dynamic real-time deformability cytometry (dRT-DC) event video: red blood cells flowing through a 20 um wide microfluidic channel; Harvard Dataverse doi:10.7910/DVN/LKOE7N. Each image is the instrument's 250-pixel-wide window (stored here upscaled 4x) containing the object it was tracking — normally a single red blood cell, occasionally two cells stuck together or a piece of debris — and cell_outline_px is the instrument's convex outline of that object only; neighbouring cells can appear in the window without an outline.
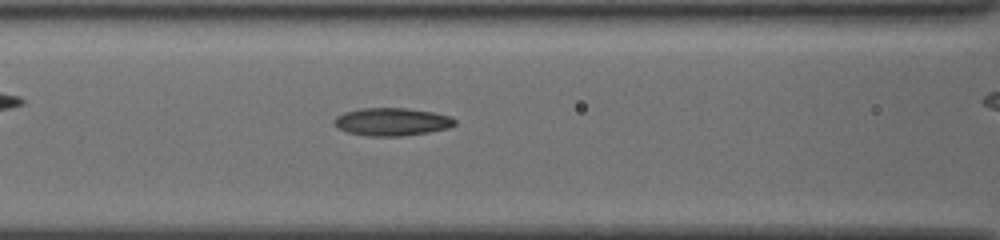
{"species": "common noctule bat (a hibernating species)", "species_latin": "Nyctalus noctula", "temperature_condition": "cold", "stored_images_in_passage": 36, "camera_frame_rate_fps": 3000, "um_per_image_px": 0.085, "animal": {"sex": "female", "body_mass_g": 19.5, "forearm_length_mm": 54.1}, "frame": {"image": 1, "passage_image": 15, "time_ms": 4.667, "image_size_px": [1000, 240], "cell_outline_px": [[456, 124], [448, 128], [428, 132], [404, 136], [368, 136], [348, 132], [336, 128], [332, 124], [332, 120], [336, 116], [344, 112], [360, 108], [408, 108], [432, 112], [452, 116], [456, 120]], "centroid_in_image_um": [33.28, 10.35], "position_along_channel_um": 133.3, "area_um2": 19.83}}
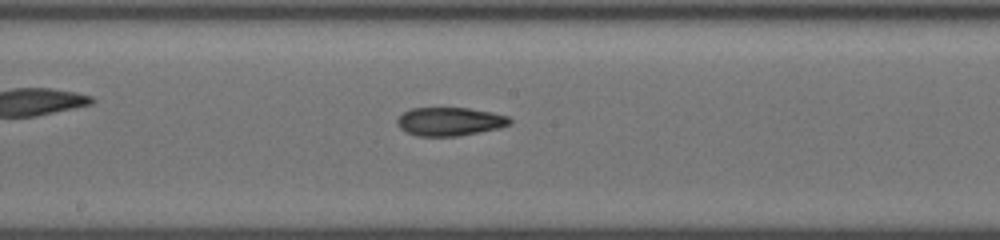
{"frame": {"image": 2, "passage_image": 21, "time_ms": 6.667, "image_size_px": [1000, 240], "cell_outline_px": [[512, 124], [500, 128], [456, 136], [416, 136], [400, 128], [396, 124], [396, 120], [404, 112], [412, 108], [468, 108], [492, 112], [508, 116], [512, 120]], "centroid_in_image_um": [38.25, 10.33], "position_along_channel_um": 210.0, "area_um2": 18.67}}
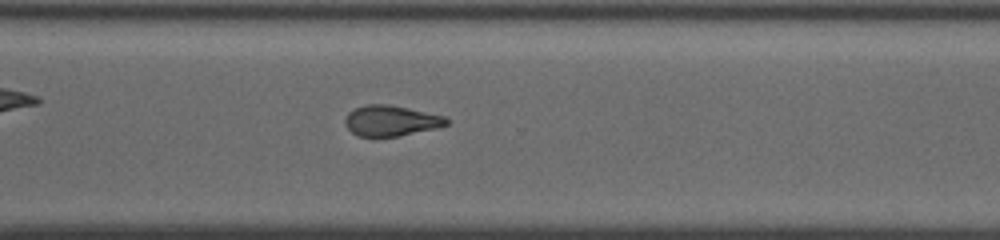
{"frame": {"image": 3, "passage_image": 31, "time_ms": 10.0, "image_size_px": [1000, 240], "cell_outline_px": [[448, 124], [436, 128], [396, 136], [356, 136], [344, 124], [344, 120], [348, 112], [356, 108], [368, 104], [388, 104], [408, 108], [444, 116], [448, 120]], "centroid_in_image_um": [33.2, 10.25], "position_along_channel_um": 337.4, "area_um2": 17.86}}